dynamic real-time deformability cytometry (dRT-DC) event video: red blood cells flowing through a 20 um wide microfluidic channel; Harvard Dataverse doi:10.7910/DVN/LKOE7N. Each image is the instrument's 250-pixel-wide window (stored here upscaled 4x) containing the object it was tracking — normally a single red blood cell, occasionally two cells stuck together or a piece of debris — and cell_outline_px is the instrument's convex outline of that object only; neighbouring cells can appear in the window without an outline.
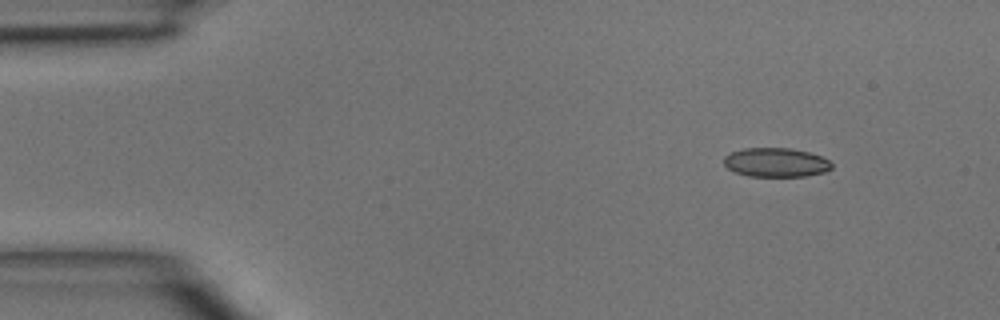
{"species": "common noctule bat (a hibernating species)", "species_latin": "Nyctalus noctula", "temperature_condition": "room temperature", "stored_images_in_passage": 42, "camera_frame_rate_fps": 3000, "um_per_image_px": 0.085, "animal": {"sex": "male", "body_mass_g": 15.6}, "frame": {"image": 1, "passage_image": 1, "time_ms": 0.0, "image_size_px": [1000, 320], "cell_outline_px": [[832, 168], [824, 172], [804, 176], [748, 176], [736, 172], [728, 168], [724, 164], [724, 156], [740, 148], [792, 148], [808, 152], [820, 156], [828, 160], [832, 164]], "centroid_in_image_um": [65.94, 13.8], "position_along_channel_um": 19.1, "area_um2": 18.21}}
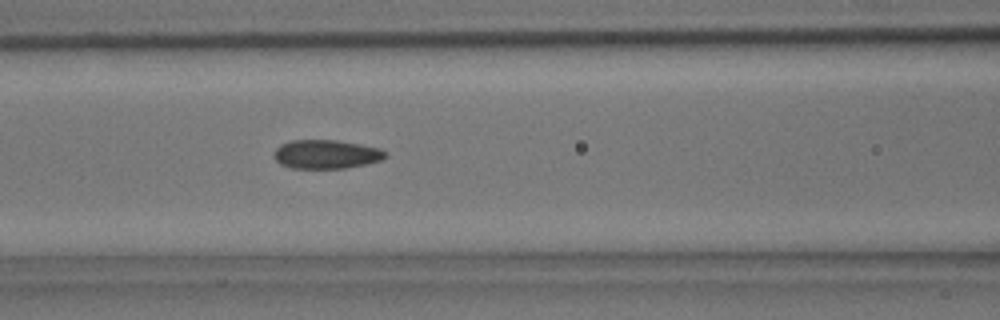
{"frame": {"image": 2, "passage_image": 15, "time_ms": 4.667, "image_size_px": [1000, 320], "cell_outline_px": [[388, 156], [380, 160], [368, 164], [344, 168], [292, 168], [280, 164], [272, 156], [276, 148], [280, 144], [292, 140], [336, 140], [360, 144], [380, 148], [388, 152]], "centroid_in_image_um": [27.74, 13.11], "position_along_channel_um": 138.9, "area_um2": 18.9}}
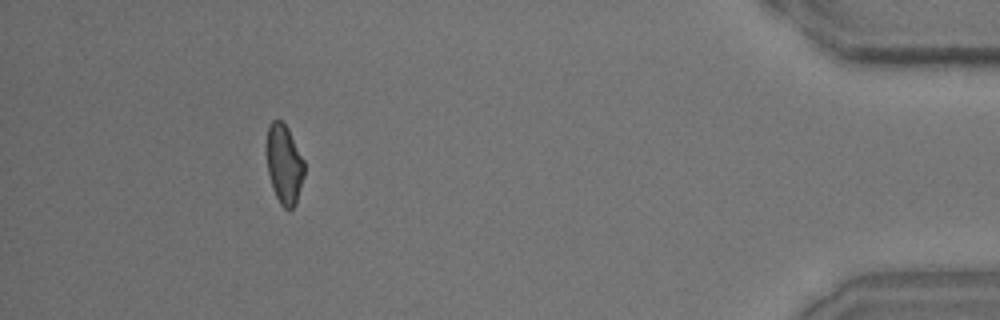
{"frame": {"image": 3, "passage_image": 38, "time_ms": 12.333, "image_size_px": [1000, 320], "cell_outline_px": [[304, 176], [296, 204], [292, 208], [284, 208], [280, 204], [272, 188], [268, 172], [264, 152], [264, 148], [268, 128], [272, 120], [280, 120], [288, 128], [304, 160]], "centroid_in_image_um": [24.12, 13.94], "position_along_channel_um": 411.1, "area_um2": 17.8}}